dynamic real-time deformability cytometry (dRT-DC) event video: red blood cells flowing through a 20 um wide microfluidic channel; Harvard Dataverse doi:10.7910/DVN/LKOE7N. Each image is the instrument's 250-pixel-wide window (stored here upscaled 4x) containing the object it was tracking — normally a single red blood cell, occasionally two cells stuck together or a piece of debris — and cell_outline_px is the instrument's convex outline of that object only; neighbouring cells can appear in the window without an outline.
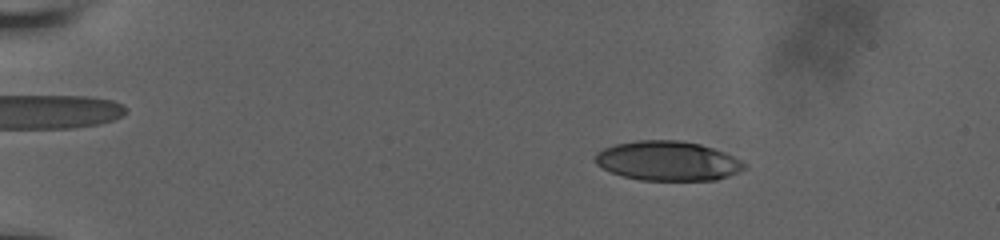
{"species": "human", "species_latin": "Homo sapiens", "temperature_condition": "room temperature", "stored_images_in_passage": 55, "camera_frame_rate_fps": 3000, "um_per_image_px": 0.085, "donor": {"sex": "male"}, "frame": {"image": 1, "passage_image": 10, "time_ms": 3.0, "image_size_px": [1000, 240], "cell_outline_px": [[748, 164], [744, 168], [728, 176], [716, 180], [640, 180], [624, 176], [612, 172], [596, 164], [596, 152], [604, 148], [616, 144], [636, 140], [680, 140], [700, 144], [724, 152]], "centroid_in_image_um": [56.76, 13.67], "position_along_channel_um": 28.2, "area_um2": 34.1}}
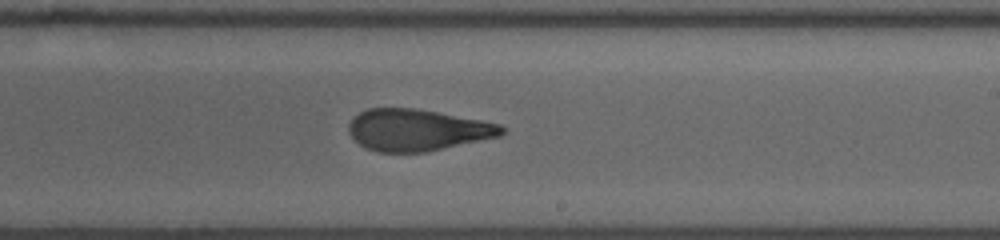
{"frame": {"image": 2, "passage_image": 35, "time_ms": 11.333, "image_size_px": [1000, 240], "cell_outline_px": [[504, 132], [500, 136], [424, 152], [376, 152], [364, 148], [348, 132], [348, 124], [352, 116], [368, 108], [416, 108], [480, 120], [500, 124], [504, 128]], "centroid_in_image_um": [35.41, 11.04], "position_along_channel_um": 253.6, "area_um2": 36.99}}
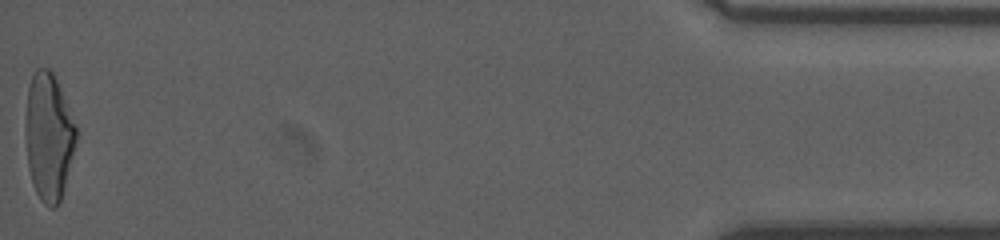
{"frame": {"image": 3, "passage_image": 55, "time_ms": 18.0, "image_size_px": [1000, 240], "cell_outline_px": [[76, 140], [60, 200], [56, 208], [48, 208], [40, 200], [32, 184], [28, 168], [24, 136], [24, 124], [28, 88], [32, 76], [36, 68], [48, 68], [52, 72], [56, 80], [76, 124]], "centroid_in_image_um": [4.09, 11.62], "position_along_channel_um": 431.1, "area_um2": 37.57}, "authors_computed_cell_mechanics": {"area_um2": 36.992, "velocity_mm_per_s": 3.944, "shape_relaxation_time_tau1_ms": 8.3596, "shape_relaxation_time_tau2_ms": 1.8987, "deformation_change_tau1": 0.3007, "deformation_change_tau2": 0.1171}}